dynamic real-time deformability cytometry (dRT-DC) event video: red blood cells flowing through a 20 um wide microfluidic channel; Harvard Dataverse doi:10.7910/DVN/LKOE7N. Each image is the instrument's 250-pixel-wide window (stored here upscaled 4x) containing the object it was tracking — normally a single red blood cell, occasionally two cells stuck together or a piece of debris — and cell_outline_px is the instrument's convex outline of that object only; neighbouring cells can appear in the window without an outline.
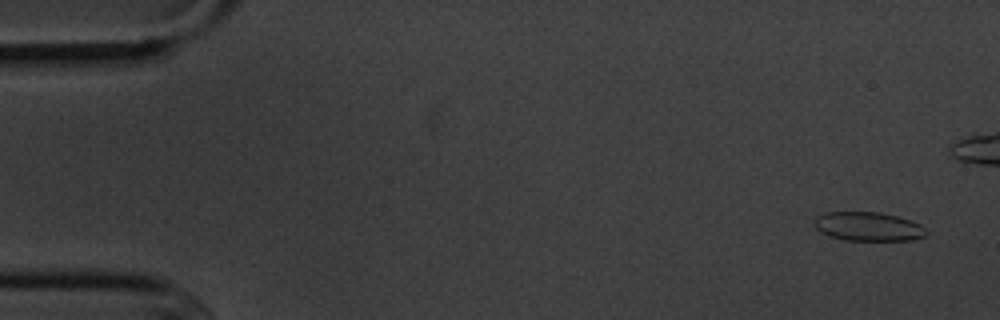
{"species": "common noctule bat (a hibernating species)", "species_latin": "Nyctalus noctula", "temperature_condition": "cold", "stored_images_in_passage": 7, "camera_frame_rate_fps": 3000, "um_per_image_px": 0.085, "animal": {"sex": "male", "body_mass_g": 20.1, "forearm_length_mm": 53.5}, "frame": {"image": 1, "passage_image": 1, "time_ms": 0.0, "image_size_px": [1000, 320], "cell_outline_px": [[928, 232], [924, 236], [912, 240], [844, 240], [828, 236], [820, 232], [816, 228], [812, 220], [816, 216], [824, 212], [880, 212], [896, 216], [920, 224]], "centroid_in_image_um": [73.74, 19.25], "position_along_channel_um": 11.3, "area_um2": 18.96}}
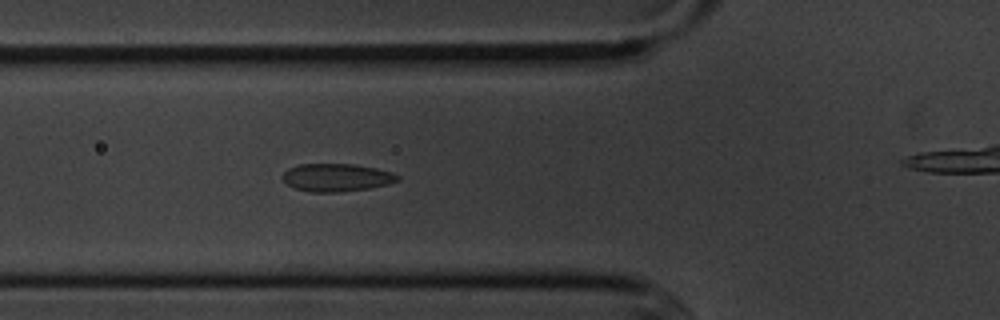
{"frame": {"image": 2, "passage_image": 6, "time_ms": 5.667, "image_size_px": [1000, 320], "cell_outline_px": [[400, 180], [388, 184], [368, 188], [336, 192], [312, 192], [292, 188], [284, 180], [284, 172], [288, 168], [300, 164], [352, 164], [376, 168], [392, 172], [400, 176]], "centroid_in_image_um": [28.62, 15.08], "position_along_channel_um": 97.2, "area_um2": 18.55}}